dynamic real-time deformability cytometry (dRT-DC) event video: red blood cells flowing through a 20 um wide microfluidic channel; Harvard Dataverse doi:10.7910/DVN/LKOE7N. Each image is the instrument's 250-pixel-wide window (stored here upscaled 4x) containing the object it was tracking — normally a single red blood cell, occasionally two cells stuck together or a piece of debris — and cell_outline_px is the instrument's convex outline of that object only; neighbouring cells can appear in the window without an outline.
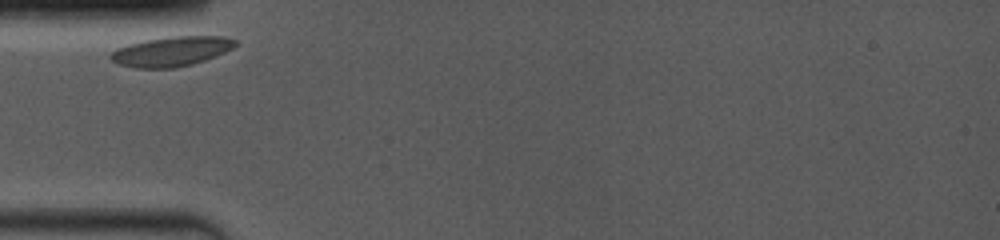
{"species": "common noctule bat (a hibernating species)", "species_latin": "Nyctalus noctula", "temperature_condition": "room temperature", "stored_images_in_passage": 5, "camera_frame_rate_fps": 4000, "um_per_image_px": 0.085, "animal": {"sex": "female", "body_mass_g": 19.0, "forearm_length_mm": 53.3}, "frame": {"image": 1, "passage_image": 1, "time_ms": 0.0, "image_size_px": [1000, 240], "cell_outline_px": [[240, 44], [224, 52], [204, 60], [192, 64], [176, 68], [132, 68], [120, 64], [112, 60], [108, 56], [116, 48], [128, 44], [144, 40], [168, 36], [224, 36], [236, 40]], "centroid_in_image_um": [14.56, 4.36], "position_along_channel_um": 70.4, "area_um2": 21.73}}
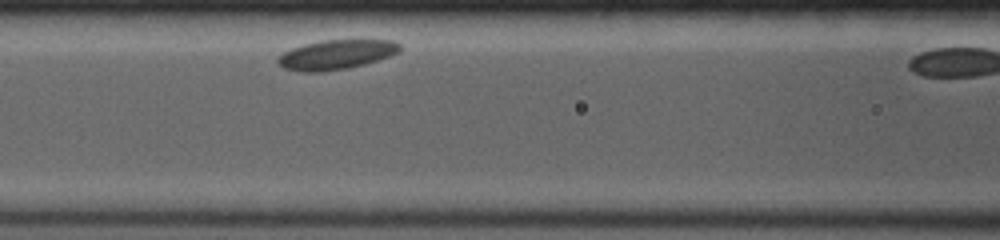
{"frame": {"image": 2, "passage_image": 4, "time_ms": 2.0, "image_size_px": [1000, 240], "cell_outline_px": [[400, 52], [364, 64], [348, 68], [320, 72], [300, 72], [284, 68], [276, 64], [276, 60], [284, 52], [292, 48], [304, 44], [320, 40], [392, 40], [400, 44]], "centroid_in_image_um": [28.54, 4.64], "position_along_channel_um": 138.1, "area_um2": 20.98}}